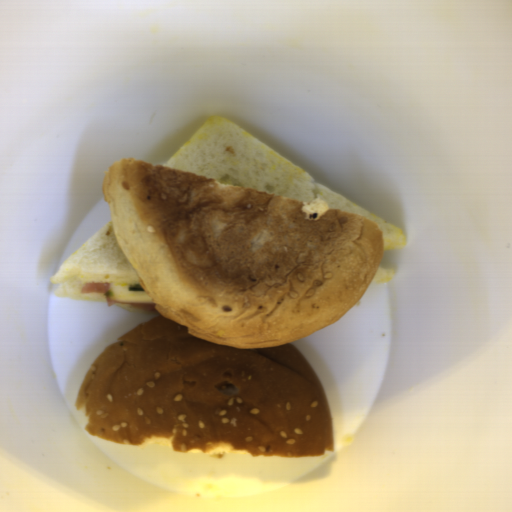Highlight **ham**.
<instances>
[{
	"label": "ham",
	"mask_w": 512,
	"mask_h": 512,
	"mask_svg": "<svg viewBox=\"0 0 512 512\" xmlns=\"http://www.w3.org/2000/svg\"><path fill=\"white\" fill-rule=\"evenodd\" d=\"M110 283L111 282H89L85 283L79 293H103L105 297L106 306L115 304H127L136 308H143L148 311H156L154 302H124L114 301L110 297Z\"/></svg>",
	"instance_id": "ham-1"
}]
</instances>
